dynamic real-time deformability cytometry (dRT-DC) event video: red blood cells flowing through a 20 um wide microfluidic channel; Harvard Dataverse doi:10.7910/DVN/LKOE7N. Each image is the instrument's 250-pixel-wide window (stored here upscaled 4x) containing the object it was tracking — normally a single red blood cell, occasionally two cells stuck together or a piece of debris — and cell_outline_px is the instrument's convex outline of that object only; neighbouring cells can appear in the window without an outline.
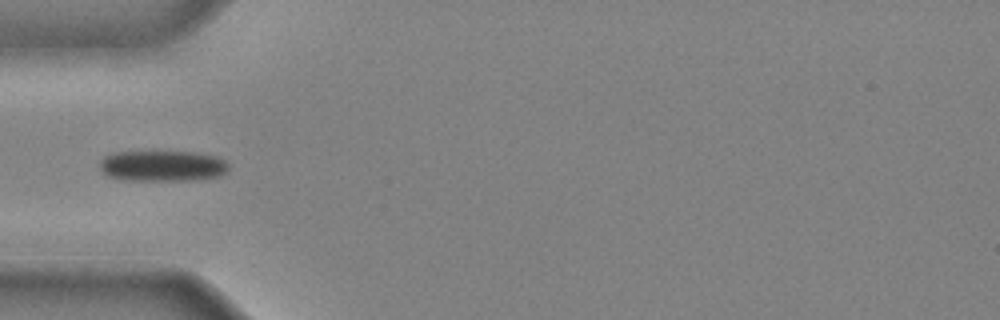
{"species": "common noctule bat (a hibernating species)", "species_latin": "Nyctalus noctula", "temperature_condition": "cold", "stored_images_in_passage": 30, "camera_frame_rate_fps": 3000, "um_per_image_px": 0.085, "animal": {"sex": "male", "body_mass_g": 20.4}, "frame": {"image": 1, "passage_image": 1, "time_ms": 0.0, "image_size_px": [1000, 320], "cell_outline_px": [[228, 172], [216, 176], [196, 180], [132, 180], [108, 176], [100, 168], [100, 160], [104, 156], [112, 152], [152, 148], [196, 152], [220, 156], [228, 164]], "centroid_in_image_um": [13.8, 14.02], "position_along_channel_um": 71.2, "area_um2": 24.39}}
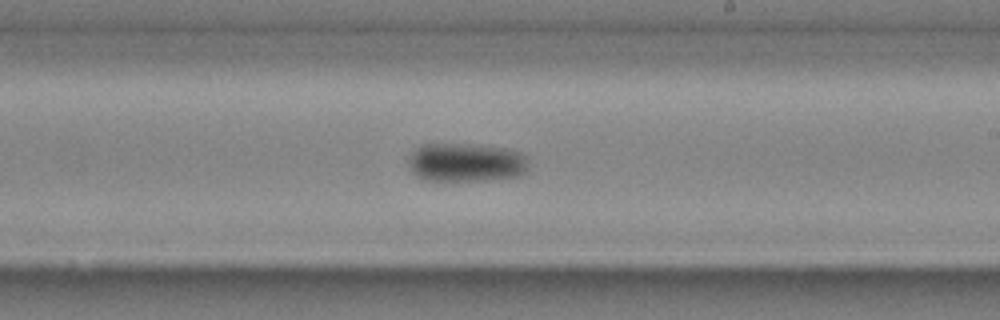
{"frame": {"image": 2, "passage_image": 13, "time_ms": 4.0, "image_size_px": [1000, 320], "cell_outline_px": [[528, 172], [516, 176], [488, 180], [424, 180], [416, 176], [412, 172], [408, 164], [408, 156], [416, 148], [424, 144], [472, 144], [504, 148], [520, 152], [528, 160]], "centroid_in_image_um": [39.6, 13.81], "position_along_channel_um": 249.4, "area_um2": 27.22}}
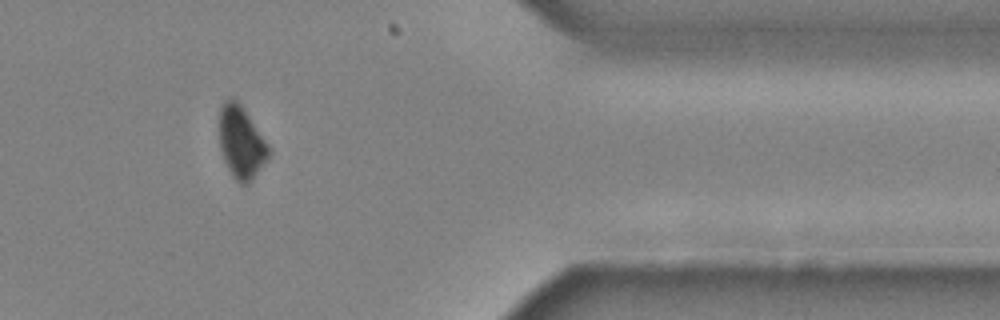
{"frame": {"image": 3, "passage_image": 24, "time_ms": 7.667, "image_size_px": [1000, 320], "cell_outline_px": [[272, 152], [248, 184], [240, 184], [232, 176], [224, 160], [220, 148], [220, 108], [224, 100], [236, 100], [244, 108], [268, 144]], "centroid_in_image_um": [20.51, 12.11], "position_along_channel_um": 390.9, "area_um2": 20.52}}